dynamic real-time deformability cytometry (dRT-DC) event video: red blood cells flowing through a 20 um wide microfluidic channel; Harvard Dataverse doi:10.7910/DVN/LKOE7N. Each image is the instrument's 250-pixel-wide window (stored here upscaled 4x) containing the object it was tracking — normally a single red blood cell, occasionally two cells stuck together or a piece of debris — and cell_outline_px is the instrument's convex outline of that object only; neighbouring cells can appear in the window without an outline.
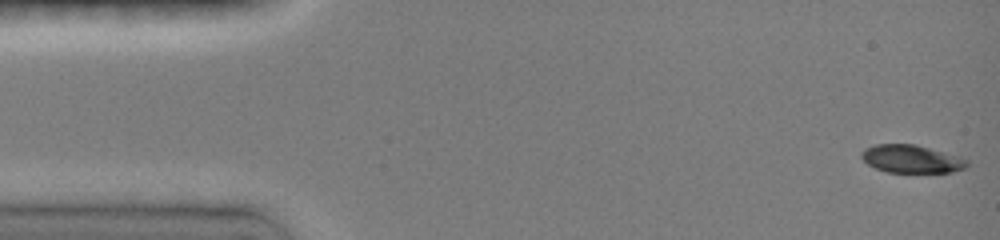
{"species": "common noctule bat (a hibernating species)", "species_latin": "Nyctalus noctula", "temperature_condition": "room temperature", "stored_images_in_passage": 6, "camera_frame_rate_fps": 3000, "um_per_image_px": 0.085, "animal": {"sex": "female", "body_mass_g": 19.0, "forearm_length_mm": 51.5}, "frame": {"image": 1, "passage_image": 1, "time_ms": 0.0, "image_size_px": [1000, 240], "cell_outline_px": [[968, 164], [964, 168], [952, 172], [888, 172], [876, 168], [868, 164], [860, 156], [860, 152], [864, 148], [876, 144], [912, 144], [928, 148], [956, 156], [968, 160]], "centroid_in_image_um": [77.42, 13.51], "position_along_channel_um": 7.6, "area_um2": 16.88}}
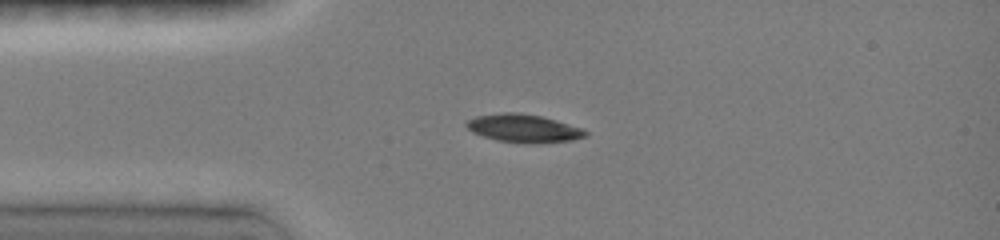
{"frame": {"image": 2, "passage_image": 5, "time_ms": 3.333, "image_size_px": [1000, 240], "cell_outline_px": [[588, 136], [572, 140], [536, 144], [524, 144], [496, 140], [472, 132], [464, 124], [468, 120], [476, 116], [504, 112], [516, 112], [540, 116], [556, 120], [580, 128], [588, 132]], "centroid_in_image_um": [44.5, 10.92], "position_along_channel_um": 40.5, "area_um2": 19.54}}